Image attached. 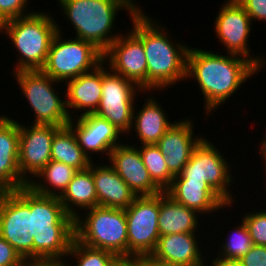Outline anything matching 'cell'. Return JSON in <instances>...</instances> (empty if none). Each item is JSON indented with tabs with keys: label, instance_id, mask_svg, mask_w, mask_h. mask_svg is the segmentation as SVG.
Returning <instances> with one entry per match:
<instances>
[{
	"label": "cell",
	"instance_id": "cell-1",
	"mask_svg": "<svg viewBox=\"0 0 266 266\" xmlns=\"http://www.w3.org/2000/svg\"><path fill=\"white\" fill-rule=\"evenodd\" d=\"M258 71L251 61L239 55H223L199 47H190L188 51L186 79L193 78L197 82L204 96V115L213 114V110L227 103L241 89V84Z\"/></svg>",
	"mask_w": 266,
	"mask_h": 266
},
{
	"label": "cell",
	"instance_id": "cell-2",
	"mask_svg": "<svg viewBox=\"0 0 266 266\" xmlns=\"http://www.w3.org/2000/svg\"><path fill=\"white\" fill-rule=\"evenodd\" d=\"M145 13H135L129 17L133 21L131 31L142 41L145 50L147 90L157 92L158 89L161 92L181 80H187V55L190 46L178 40L171 41L169 30L165 31L166 28L159 21L156 22L150 14L147 16Z\"/></svg>",
	"mask_w": 266,
	"mask_h": 266
},
{
	"label": "cell",
	"instance_id": "cell-3",
	"mask_svg": "<svg viewBox=\"0 0 266 266\" xmlns=\"http://www.w3.org/2000/svg\"><path fill=\"white\" fill-rule=\"evenodd\" d=\"M33 258L68 256L75 239V219L68 215L57 196L36 193L30 187L29 232Z\"/></svg>",
	"mask_w": 266,
	"mask_h": 266
},
{
	"label": "cell",
	"instance_id": "cell-4",
	"mask_svg": "<svg viewBox=\"0 0 266 266\" xmlns=\"http://www.w3.org/2000/svg\"><path fill=\"white\" fill-rule=\"evenodd\" d=\"M57 1L64 18L75 28L76 38L93 43L103 53L121 35L113 28L117 13L127 10L130 17L135 14L127 0Z\"/></svg>",
	"mask_w": 266,
	"mask_h": 266
},
{
	"label": "cell",
	"instance_id": "cell-5",
	"mask_svg": "<svg viewBox=\"0 0 266 266\" xmlns=\"http://www.w3.org/2000/svg\"><path fill=\"white\" fill-rule=\"evenodd\" d=\"M50 12L32 11L29 15L8 20L1 28L19 55L12 72L41 70L47 60L50 44L57 33V22ZM19 58V59H18Z\"/></svg>",
	"mask_w": 266,
	"mask_h": 266
},
{
	"label": "cell",
	"instance_id": "cell-6",
	"mask_svg": "<svg viewBox=\"0 0 266 266\" xmlns=\"http://www.w3.org/2000/svg\"><path fill=\"white\" fill-rule=\"evenodd\" d=\"M84 213L75 219V239L85 246L109 251L117 257H127L125 209L96 206Z\"/></svg>",
	"mask_w": 266,
	"mask_h": 266
},
{
	"label": "cell",
	"instance_id": "cell-7",
	"mask_svg": "<svg viewBox=\"0 0 266 266\" xmlns=\"http://www.w3.org/2000/svg\"><path fill=\"white\" fill-rule=\"evenodd\" d=\"M57 23V33L50 44L44 67L45 74L58 82L66 83L82 74L95 70L104 61V53L93 43L80 38L65 39Z\"/></svg>",
	"mask_w": 266,
	"mask_h": 266
},
{
	"label": "cell",
	"instance_id": "cell-8",
	"mask_svg": "<svg viewBox=\"0 0 266 266\" xmlns=\"http://www.w3.org/2000/svg\"><path fill=\"white\" fill-rule=\"evenodd\" d=\"M12 75L34 112L33 124L53 125L61 128L68 126L71 117L66 106V99H61L63 97L58 95L60 91H55L54 86L60 82L42 70H23L14 72Z\"/></svg>",
	"mask_w": 266,
	"mask_h": 266
},
{
	"label": "cell",
	"instance_id": "cell-9",
	"mask_svg": "<svg viewBox=\"0 0 266 266\" xmlns=\"http://www.w3.org/2000/svg\"><path fill=\"white\" fill-rule=\"evenodd\" d=\"M107 64L102 63V97L94 114L108 120L123 135L130 134L133 109L138 92H142L135 83L114 73ZM137 96V97H136Z\"/></svg>",
	"mask_w": 266,
	"mask_h": 266
},
{
	"label": "cell",
	"instance_id": "cell-10",
	"mask_svg": "<svg viewBox=\"0 0 266 266\" xmlns=\"http://www.w3.org/2000/svg\"><path fill=\"white\" fill-rule=\"evenodd\" d=\"M208 139L204 136L194 148L190 160L180 174L186 180L207 182L229 207H232L235 203V195L230 192L233 190L229 189L230 185L235 183L230 171L232 167H229V162L227 163L225 156L219 152L221 150Z\"/></svg>",
	"mask_w": 266,
	"mask_h": 266
},
{
	"label": "cell",
	"instance_id": "cell-11",
	"mask_svg": "<svg viewBox=\"0 0 266 266\" xmlns=\"http://www.w3.org/2000/svg\"><path fill=\"white\" fill-rule=\"evenodd\" d=\"M30 187L0 192V236L23 258H33L29 232Z\"/></svg>",
	"mask_w": 266,
	"mask_h": 266
},
{
	"label": "cell",
	"instance_id": "cell-12",
	"mask_svg": "<svg viewBox=\"0 0 266 266\" xmlns=\"http://www.w3.org/2000/svg\"><path fill=\"white\" fill-rule=\"evenodd\" d=\"M160 194L136 197L125 209L128 234V256L149 257L155 250L160 233L158 218Z\"/></svg>",
	"mask_w": 266,
	"mask_h": 266
},
{
	"label": "cell",
	"instance_id": "cell-13",
	"mask_svg": "<svg viewBox=\"0 0 266 266\" xmlns=\"http://www.w3.org/2000/svg\"><path fill=\"white\" fill-rule=\"evenodd\" d=\"M214 23L216 38L226 47L227 53L248 59L262 72L266 60L264 55L260 58L250 54L248 38L253 24L244 8L236 0H225Z\"/></svg>",
	"mask_w": 266,
	"mask_h": 266
},
{
	"label": "cell",
	"instance_id": "cell-14",
	"mask_svg": "<svg viewBox=\"0 0 266 266\" xmlns=\"http://www.w3.org/2000/svg\"><path fill=\"white\" fill-rule=\"evenodd\" d=\"M104 52L103 61L110 69L147 91V58L142 41L130 30Z\"/></svg>",
	"mask_w": 266,
	"mask_h": 266
},
{
	"label": "cell",
	"instance_id": "cell-15",
	"mask_svg": "<svg viewBox=\"0 0 266 266\" xmlns=\"http://www.w3.org/2000/svg\"><path fill=\"white\" fill-rule=\"evenodd\" d=\"M60 128L53 125L28 126L19 123L18 166L21 176L27 182L51 160L52 141Z\"/></svg>",
	"mask_w": 266,
	"mask_h": 266
},
{
	"label": "cell",
	"instance_id": "cell-16",
	"mask_svg": "<svg viewBox=\"0 0 266 266\" xmlns=\"http://www.w3.org/2000/svg\"><path fill=\"white\" fill-rule=\"evenodd\" d=\"M74 115L68 126L73 130L78 140L79 146L89 159L92 154H106L109 157L110 152L121 144L123 134L108 120L103 119L96 114H86L77 116L74 121ZM120 137V138H119ZM104 152V153H103ZM91 156V157H90Z\"/></svg>",
	"mask_w": 266,
	"mask_h": 266
},
{
	"label": "cell",
	"instance_id": "cell-17",
	"mask_svg": "<svg viewBox=\"0 0 266 266\" xmlns=\"http://www.w3.org/2000/svg\"><path fill=\"white\" fill-rule=\"evenodd\" d=\"M118 144L107 158L116 173L136 197L154 196L163 192L152 180L141 158L138 146Z\"/></svg>",
	"mask_w": 266,
	"mask_h": 266
},
{
	"label": "cell",
	"instance_id": "cell-18",
	"mask_svg": "<svg viewBox=\"0 0 266 266\" xmlns=\"http://www.w3.org/2000/svg\"><path fill=\"white\" fill-rule=\"evenodd\" d=\"M193 120L184 118L176 121L156 144L165 156L169 171L174 175L182 172L190 160L194 148L204 138L194 135ZM195 137V138H194Z\"/></svg>",
	"mask_w": 266,
	"mask_h": 266
},
{
	"label": "cell",
	"instance_id": "cell-19",
	"mask_svg": "<svg viewBox=\"0 0 266 266\" xmlns=\"http://www.w3.org/2000/svg\"><path fill=\"white\" fill-rule=\"evenodd\" d=\"M196 233H178L159 237L149 261L169 265L207 266L206 256L199 246ZM206 263V264H205Z\"/></svg>",
	"mask_w": 266,
	"mask_h": 266
},
{
	"label": "cell",
	"instance_id": "cell-20",
	"mask_svg": "<svg viewBox=\"0 0 266 266\" xmlns=\"http://www.w3.org/2000/svg\"><path fill=\"white\" fill-rule=\"evenodd\" d=\"M8 117L0 115V191L28 185L18 166L19 122Z\"/></svg>",
	"mask_w": 266,
	"mask_h": 266
},
{
	"label": "cell",
	"instance_id": "cell-21",
	"mask_svg": "<svg viewBox=\"0 0 266 266\" xmlns=\"http://www.w3.org/2000/svg\"><path fill=\"white\" fill-rule=\"evenodd\" d=\"M176 202L198 214L216 213L229 205L209 186L207 182L186 180L181 174L174 176L171 186L165 191Z\"/></svg>",
	"mask_w": 266,
	"mask_h": 266
},
{
	"label": "cell",
	"instance_id": "cell-22",
	"mask_svg": "<svg viewBox=\"0 0 266 266\" xmlns=\"http://www.w3.org/2000/svg\"><path fill=\"white\" fill-rule=\"evenodd\" d=\"M65 84L67 87L63 94L71 119V108H75V113L81 111L80 116L95 113L102 97V64L89 73L68 80Z\"/></svg>",
	"mask_w": 266,
	"mask_h": 266
},
{
	"label": "cell",
	"instance_id": "cell-23",
	"mask_svg": "<svg viewBox=\"0 0 266 266\" xmlns=\"http://www.w3.org/2000/svg\"><path fill=\"white\" fill-rule=\"evenodd\" d=\"M92 176L97 193V206L127 209L136 198L126 182L116 173L112 166L91 162Z\"/></svg>",
	"mask_w": 266,
	"mask_h": 266
},
{
	"label": "cell",
	"instance_id": "cell-24",
	"mask_svg": "<svg viewBox=\"0 0 266 266\" xmlns=\"http://www.w3.org/2000/svg\"><path fill=\"white\" fill-rule=\"evenodd\" d=\"M147 97L138 112L135 110L138 107L134 106L133 109L131 131L134 129L133 132L135 131L141 145L157 144L159 139L176 122L169 121L166 110H163L153 93Z\"/></svg>",
	"mask_w": 266,
	"mask_h": 266
},
{
	"label": "cell",
	"instance_id": "cell-25",
	"mask_svg": "<svg viewBox=\"0 0 266 266\" xmlns=\"http://www.w3.org/2000/svg\"><path fill=\"white\" fill-rule=\"evenodd\" d=\"M201 216L196 211L179 204L166 192L160 193L158 230L160 236L178 233H196Z\"/></svg>",
	"mask_w": 266,
	"mask_h": 266
},
{
	"label": "cell",
	"instance_id": "cell-26",
	"mask_svg": "<svg viewBox=\"0 0 266 266\" xmlns=\"http://www.w3.org/2000/svg\"><path fill=\"white\" fill-rule=\"evenodd\" d=\"M59 200L66 213L74 219L80 214V210L85 211L97 206V193L91 165L75 173L72 181L59 196Z\"/></svg>",
	"mask_w": 266,
	"mask_h": 266
},
{
	"label": "cell",
	"instance_id": "cell-27",
	"mask_svg": "<svg viewBox=\"0 0 266 266\" xmlns=\"http://www.w3.org/2000/svg\"><path fill=\"white\" fill-rule=\"evenodd\" d=\"M76 172L77 170L75 168L67 164L50 160L45 167L33 177L35 180L33 179L28 182V186L36 193L59 197L72 181Z\"/></svg>",
	"mask_w": 266,
	"mask_h": 266
},
{
	"label": "cell",
	"instance_id": "cell-28",
	"mask_svg": "<svg viewBox=\"0 0 266 266\" xmlns=\"http://www.w3.org/2000/svg\"><path fill=\"white\" fill-rule=\"evenodd\" d=\"M51 160L67 164L77 171L87 169L92 162L79 146L76 135L69 126L62 127L55 133Z\"/></svg>",
	"mask_w": 266,
	"mask_h": 266
},
{
	"label": "cell",
	"instance_id": "cell-29",
	"mask_svg": "<svg viewBox=\"0 0 266 266\" xmlns=\"http://www.w3.org/2000/svg\"><path fill=\"white\" fill-rule=\"evenodd\" d=\"M143 164L153 182L165 192L172 184L174 175L169 171L165 156L156 144L138 147Z\"/></svg>",
	"mask_w": 266,
	"mask_h": 266
},
{
	"label": "cell",
	"instance_id": "cell-30",
	"mask_svg": "<svg viewBox=\"0 0 266 266\" xmlns=\"http://www.w3.org/2000/svg\"><path fill=\"white\" fill-rule=\"evenodd\" d=\"M238 224L239 226L235 225L236 228L233 229V232L224 238L225 242H221L215 259L240 260L253 246L252 238L244 221L241 220V224Z\"/></svg>",
	"mask_w": 266,
	"mask_h": 266
},
{
	"label": "cell",
	"instance_id": "cell-31",
	"mask_svg": "<svg viewBox=\"0 0 266 266\" xmlns=\"http://www.w3.org/2000/svg\"><path fill=\"white\" fill-rule=\"evenodd\" d=\"M68 257L76 259L73 266H112L117 258L109 251L85 246L76 239L71 244Z\"/></svg>",
	"mask_w": 266,
	"mask_h": 266
},
{
	"label": "cell",
	"instance_id": "cell-32",
	"mask_svg": "<svg viewBox=\"0 0 266 266\" xmlns=\"http://www.w3.org/2000/svg\"><path fill=\"white\" fill-rule=\"evenodd\" d=\"M263 210L247 212L242 216L253 245L266 246V209Z\"/></svg>",
	"mask_w": 266,
	"mask_h": 266
},
{
	"label": "cell",
	"instance_id": "cell-33",
	"mask_svg": "<svg viewBox=\"0 0 266 266\" xmlns=\"http://www.w3.org/2000/svg\"><path fill=\"white\" fill-rule=\"evenodd\" d=\"M28 1L29 0H0V14L7 21L29 15L32 12H28Z\"/></svg>",
	"mask_w": 266,
	"mask_h": 266
},
{
	"label": "cell",
	"instance_id": "cell-34",
	"mask_svg": "<svg viewBox=\"0 0 266 266\" xmlns=\"http://www.w3.org/2000/svg\"><path fill=\"white\" fill-rule=\"evenodd\" d=\"M24 259L0 236V266H23Z\"/></svg>",
	"mask_w": 266,
	"mask_h": 266
},
{
	"label": "cell",
	"instance_id": "cell-35",
	"mask_svg": "<svg viewBox=\"0 0 266 266\" xmlns=\"http://www.w3.org/2000/svg\"><path fill=\"white\" fill-rule=\"evenodd\" d=\"M251 17V20L266 22V0H236Z\"/></svg>",
	"mask_w": 266,
	"mask_h": 266
},
{
	"label": "cell",
	"instance_id": "cell-36",
	"mask_svg": "<svg viewBox=\"0 0 266 266\" xmlns=\"http://www.w3.org/2000/svg\"><path fill=\"white\" fill-rule=\"evenodd\" d=\"M239 261L242 266H266V246L253 245Z\"/></svg>",
	"mask_w": 266,
	"mask_h": 266
},
{
	"label": "cell",
	"instance_id": "cell-37",
	"mask_svg": "<svg viewBox=\"0 0 266 266\" xmlns=\"http://www.w3.org/2000/svg\"><path fill=\"white\" fill-rule=\"evenodd\" d=\"M64 257L51 258H27L24 259L23 266H71Z\"/></svg>",
	"mask_w": 266,
	"mask_h": 266
},
{
	"label": "cell",
	"instance_id": "cell-38",
	"mask_svg": "<svg viewBox=\"0 0 266 266\" xmlns=\"http://www.w3.org/2000/svg\"><path fill=\"white\" fill-rule=\"evenodd\" d=\"M112 266H149V257H117Z\"/></svg>",
	"mask_w": 266,
	"mask_h": 266
},
{
	"label": "cell",
	"instance_id": "cell-39",
	"mask_svg": "<svg viewBox=\"0 0 266 266\" xmlns=\"http://www.w3.org/2000/svg\"><path fill=\"white\" fill-rule=\"evenodd\" d=\"M213 259L210 266H242L239 260H228V259Z\"/></svg>",
	"mask_w": 266,
	"mask_h": 266
},
{
	"label": "cell",
	"instance_id": "cell-40",
	"mask_svg": "<svg viewBox=\"0 0 266 266\" xmlns=\"http://www.w3.org/2000/svg\"><path fill=\"white\" fill-rule=\"evenodd\" d=\"M129 6L133 9V11L135 13H144V11L142 10L141 7H139L140 5H138V3L136 4V0H127Z\"/></svg>",
	"mask_w": 266,
	"mask_h": 266
},
{
	"label": "cell",
	"instance_id": "cell-41",
	"mask_svg": "<svg viewBox=\"0 0 266 266\" xmlns=\"http://www.w3.org/2000/svg\"><path fill=\"white\" fill-rule=\"evenodd\" d=\"M149 266H182V265H169L155 261H149Z\"/></svg>",
	"mask_w": 266,
	"mask_h": 266
},
{
	"label": "cell",
	"instance_id": "cell-42",
	"mask_svg": "<svg viewBox=\"0 0 266 266\" xmlns=\"http://www.w3.org/2000/svg\"><path fill=\"white\" fill-rule=\"evenodd\" d=\"M259 152L261 154V157H263L266 160V147H259Z\"/></svg>",
	"mask_w": 266,
	"mask_h": 266
},
{
	"label": "cell",
	"instance_id": "cell-43",
	"mask_svg": "<svg viewBox=\"0 0 266 266\" xmlns=\"http://www.w3.org/2000/svg\"><path fill=\"white\" fill-rule=\"evenodd\" d=\"M7 22V20L0 14V28Z\"/></svg>",
	"mask_w": 266,
	"mask_h": 266
},
{
	"label": "cell",
	"instance_id": "cell-44",
	"mask_svg": "<svg viewBox=\"0 0 266 266\" xmlns=\"http://www.w3.org/2000/svg\"><path fill=\"white\" fill-rule=\"evenodd\" d=\"M266 133V132H265ZM266 135V134H265ZM263 140H262V142H261V144H260V146L259 147H266V136L264 137V138H262Z\"/></svg>",
	"mask_w": 266,
	"mask_h": 266
},
{
	"label": "cell",
	"instance_id": "cell-45",
	"mask_svg": "<svg viewBox=\"0 0 266 266\" xmlns=\"http://www.w3.org/2000/svg\"><path fill=\"white\" fill-rule=\"evenodd\" d=\"M262 159H263V161L265 162L264 164H265V168H266V160L262 157ZM266 171V170H265ZM266 182V181H265Z\"/></svg>",
	"mask_w": 266,
	"mask_h": 266
}]
</instances>
